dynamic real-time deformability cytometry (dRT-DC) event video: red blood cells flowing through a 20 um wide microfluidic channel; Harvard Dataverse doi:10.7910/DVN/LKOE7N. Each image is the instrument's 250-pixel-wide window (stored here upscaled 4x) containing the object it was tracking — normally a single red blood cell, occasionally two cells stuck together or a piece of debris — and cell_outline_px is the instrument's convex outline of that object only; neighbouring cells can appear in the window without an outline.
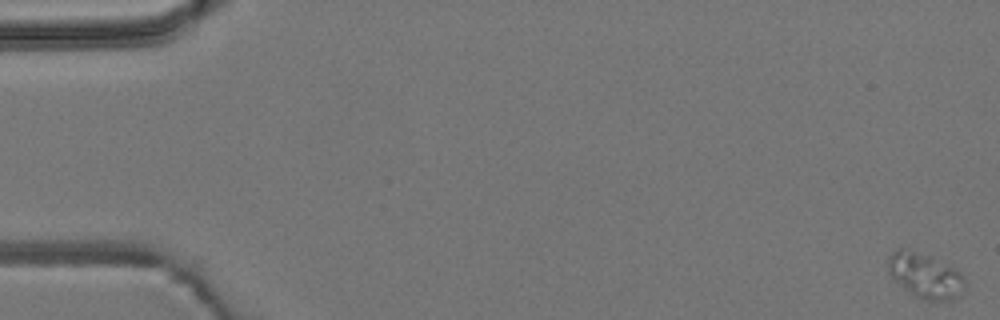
{"species": "common noctule bat (a hibernating species)", "species_latin": "Nyctalus noctula", "temperature_condition": "room temperature", "stored_images_in_passage": 5, "camera_frame_rate_fps": 3000, "um_per_image_px": 0.085, "animal": {"sex": "male", "body_mass_g": 19.2, "forearm_length_mm": 51.8}, "frame": {"image": 1, "passage_image": 1, "time_ms": 0.0, "image_size_px": [1000, 320], "cell_outline_px": [[964, 284], [956, 296], [948, 300], [924, 300], [916, 296], [896, 280], [888, 272], [888, 256], [892, 252], [900, 248], [932, 256], [956, 268], [964, 276]], "centroid_in_image_um": [78.63, 23.39], "position_along_channel_um": 6.4, "area_um2": 19.59}}